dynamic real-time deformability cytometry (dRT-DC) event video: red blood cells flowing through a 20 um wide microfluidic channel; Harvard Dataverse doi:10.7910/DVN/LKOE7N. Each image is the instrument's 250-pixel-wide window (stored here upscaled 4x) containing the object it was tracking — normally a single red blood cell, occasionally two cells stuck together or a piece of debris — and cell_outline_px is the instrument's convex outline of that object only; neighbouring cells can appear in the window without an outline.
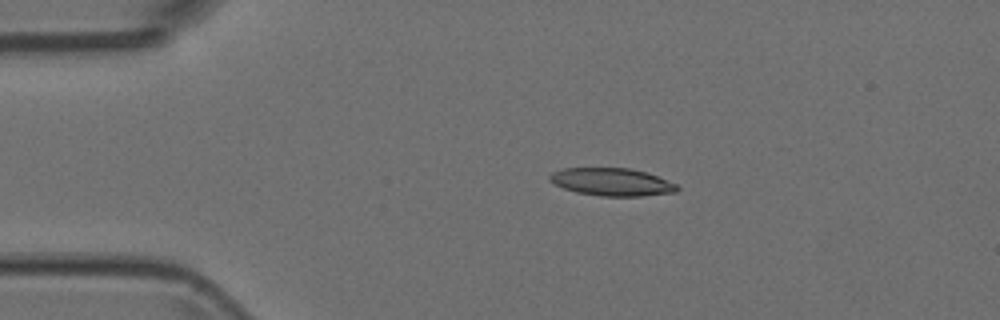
{"species": "Egyptian fruit bat (a non-hibernating species)", "species_latin": "Rousettus aegyptiacus", "temperature_condition": "room temperature", "stored_images_in_passage": 3, "camera_frame_rate_fps": 3000, "um_per_image_px": 0.085, "animal": {"sex": "female"}, "frame": {"image": 1, "passage_image": 2, "time_ms": 0.333, "image_size_px": [1000, 320], "cell_outline_px": [[680, 188], [676, 192], [644, 196], [600, 196], [576, 192], [564, 188], [548, 180], [548, 176], [552, 172], [564, 168], [628, 168], [648, 172], [676, 184]], "centroid_in_image_um": [52.02, 15.46], "position_along_channel_um": 33.0, "area_um2": 20.63}}